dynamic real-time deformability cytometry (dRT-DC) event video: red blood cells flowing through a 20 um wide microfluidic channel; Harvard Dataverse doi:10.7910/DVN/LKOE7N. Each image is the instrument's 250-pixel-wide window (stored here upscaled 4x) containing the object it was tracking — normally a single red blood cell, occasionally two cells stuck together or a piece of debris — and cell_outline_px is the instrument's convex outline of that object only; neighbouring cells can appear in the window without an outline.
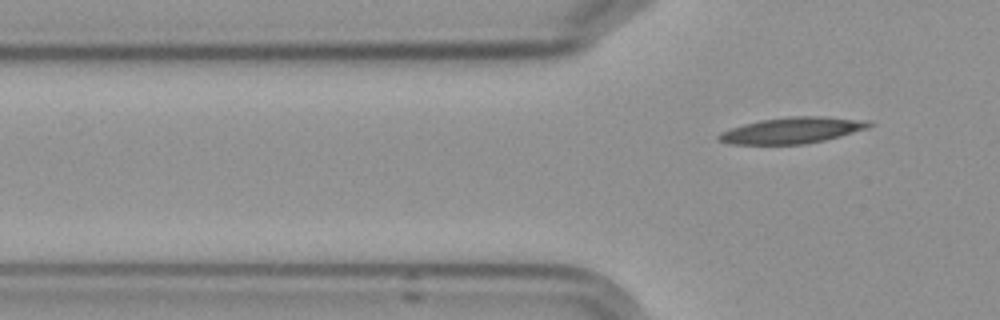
{"species": "Egyptian fruit bat (a non-hibernating species)", "species_latin": "Rousettus aegyptiacus", "temperature_condition": "cold", "stored_images_in_passage": 5, "camera_frame_rate_fps": 3000, "um_per_image_px": 0.085, "frame": {"image": 1, "passage_image": 5, "time_ms": 5.667, "image_size_px": [1000, 320], "cell_outline_px": [[876, 124], [868, 128], [840, 136], [824, 140], [804, 144], [728, 144], [716, 140], [716, 136], [720, 132], [744, 124], [760, 120], [788, 116], [824, 116], [872, 120]], "centroid_in_image_um": [67.37, 11.07], "position_along_channel_um": 58.4, "area_um2": 23.18}}